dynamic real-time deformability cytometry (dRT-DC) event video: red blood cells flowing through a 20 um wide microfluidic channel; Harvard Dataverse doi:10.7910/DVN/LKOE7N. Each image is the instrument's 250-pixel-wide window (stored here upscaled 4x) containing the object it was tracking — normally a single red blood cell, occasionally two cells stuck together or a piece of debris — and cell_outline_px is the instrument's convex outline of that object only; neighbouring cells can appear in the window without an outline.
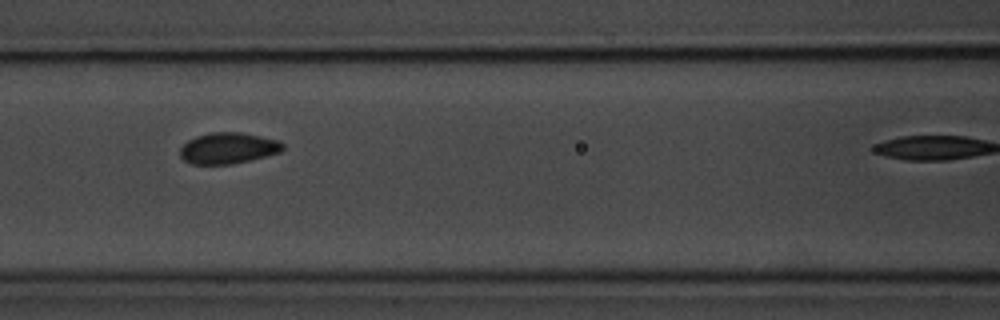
{"species": "common noctule bat (a hibernating species)", "species_latin": "Nyctalus noctula", "temperature_condition": "room temperature", "stored_images_in_passage": 6, "camera_frame_rate_fps": 3000, "um_per_image_px": 0.085, "animal": {"sex": "male", "body_mass_g": 20.1, "forearm_length_mm": 53.5}, "frame": {"image": 1, "passage_image": 5, "time_ms": 4.667, "image_size_px": [1000, 320], "cell_outline_px": [[284, 148], [280, 152], [232, 164], [192, 164], [184, 160], [180, 156], [180, 148], [188, 140], [196, 136], [212, 132], [240, 132], [260, 136], [276, 140], [284, 144]], "centroid_in_image_um": [19.36, 12.59], "position_along_channel_um": 147.2, "area_um2": 18.44}}